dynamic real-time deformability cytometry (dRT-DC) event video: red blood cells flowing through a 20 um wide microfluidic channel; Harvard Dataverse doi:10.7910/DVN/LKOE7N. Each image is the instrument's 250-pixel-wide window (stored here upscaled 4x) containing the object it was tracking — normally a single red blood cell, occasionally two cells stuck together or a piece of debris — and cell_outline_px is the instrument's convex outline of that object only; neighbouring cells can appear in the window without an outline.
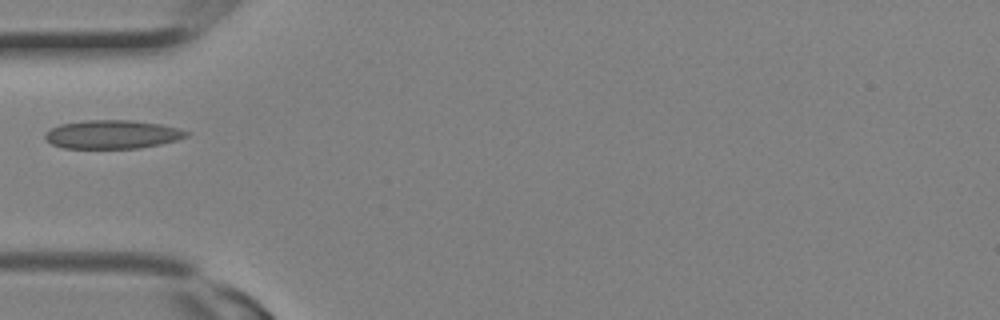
{"species": "Egyptian fruit bat (a non-hibernating species)", "species_latin": "Rousettus aegyptiacus", "temperature_condition": "room temperature", "stored_images_in_passage": 1, "camera_frame_rate_fps": 3000, "um_per_image_px": 0.085, "animal": {"sex": "female"}, "frame": {"image": 1, "passage_image": 1, "time_ms": 0.0, "image_size_px": [1000, 320], "cell_outline_px": [[188, 136], [176, 140], [160, 144], [140, 148], [64, 148], [52, 144], [44, 136], [44, 132], [60, 124], [84, 120], [132, 120], [160, 124], [180, 128], [188, 132]], "centroid_in_image_um": [9.55, 11.42], "position_along_channel_um": 75.5, "area_um2": 23.52}}